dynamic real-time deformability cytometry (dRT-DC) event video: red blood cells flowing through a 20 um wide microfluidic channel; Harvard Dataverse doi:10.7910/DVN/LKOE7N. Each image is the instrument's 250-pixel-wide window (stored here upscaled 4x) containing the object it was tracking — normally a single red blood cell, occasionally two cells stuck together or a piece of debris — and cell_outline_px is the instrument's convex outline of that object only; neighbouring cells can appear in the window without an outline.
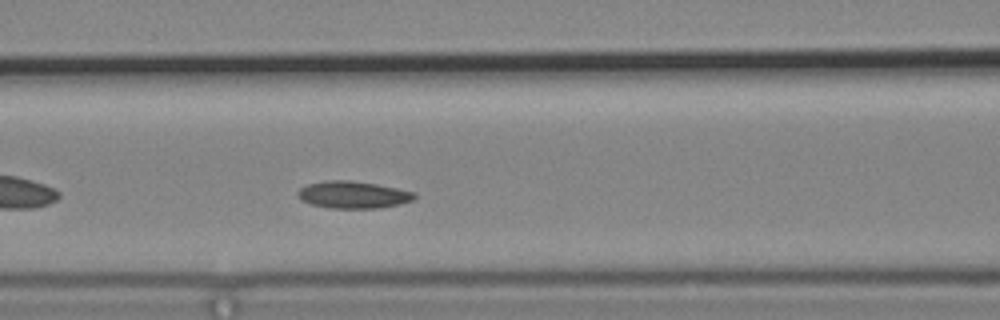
{"species": "common noctule bat (a hibernating species)", "species_latin": "Nyctalus noctula", "temperature_condition": "cold", "stored_images_in_passage": 34, "camera_frame_rate_fps": 3000, "um_per_image_px": 0.085, "animal": {"sex": "male", "body_mass_g": 19.2, "forearm_length_mm": 51.8}, "frame": {"image": 1, "passage_image": 10, "time_ms": 3.0, "image_size_px": [1000, 320], "cell_outline_px": [[416, 196], [412, 200], [400, 204], [380, 208], [332, 208], [312, 204], [300, 200], [296, 196], [296, 192], [300, 188], [308, 184], [328, 180], [348, 180], [376, 184], [416, 192]], "centroid_in_image_um": [29.99, 16.55], "position_along_channel_um": 136.6, "area_um2": 18.44}, "authors_computed_cell_mechanics": {"area_um2": 17.7157, "velocity_mm_per_s": 3.6518, "shape_relaxation_time_tau1_ms": null, "shape_relaxation_time_tau2_ms": 8.0276, "deformation_change_tau1": null, "deformation_change_tau2": 0.1208}}